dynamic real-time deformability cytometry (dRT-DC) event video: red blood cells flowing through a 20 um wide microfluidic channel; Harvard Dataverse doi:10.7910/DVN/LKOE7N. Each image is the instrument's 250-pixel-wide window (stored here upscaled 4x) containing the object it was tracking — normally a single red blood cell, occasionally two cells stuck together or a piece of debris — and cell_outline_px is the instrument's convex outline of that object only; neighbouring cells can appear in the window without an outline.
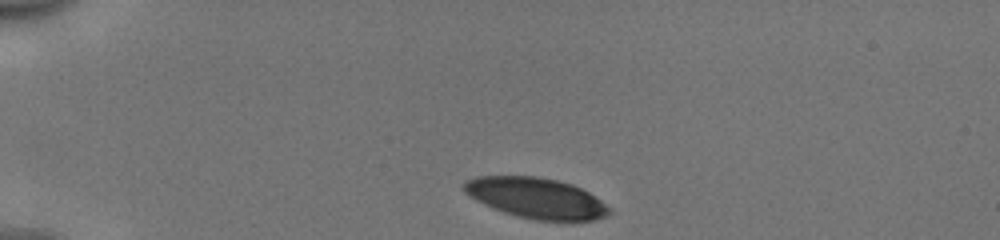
{"species": "human", "species_latin": "Homo sapiens", "temperature_condition": "cold", "stored_images_in_passage": 35, "camera_frame_rate_fps": 3000, "um_per_image_px": 0.085, "donor": {"sex": "male"}, "frame": {"image": 1, "passage_image": 1, "time_ms": 0.0, "image_size_px": [1000, 240], "cell_outline_px": [[612, 212], [604, 216], [592, 220], [572, 224], [536, 220], [504, 212], [492, 208], [476, 200], [464, 192], [464, 180], [476, 176], [536, 176], [556, 180], [572, 184], [588, 192], [612, 208]], "centroid_in_image_um": [45.62, 16.86], "position_along_channel_um": 39.4, "area_um2": 34.91}}
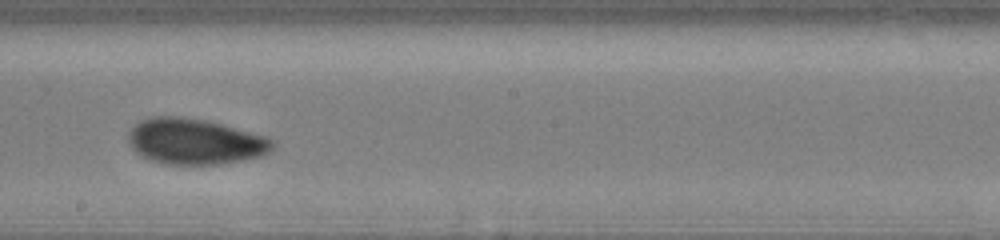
{"frame": {"image": 2, "passage_image": 20, "time_ms": 6.333, "image_size_px": [1000, 240], "cell_outline_px": [[276, 144], [268, 152], [260, 156], [244, 160], [220, 164], [168, 164], [152, 160], [136, 152], [132, 148], [128, 140], [128, 132], [140, 120], [152, 116], [180, 116], [208, 120], [268, 136], [276, 140]], "centroid_in_image_um": [16.61, 12.01], "position_along_channel_um": 231.6, "area_um2": 38.73}}
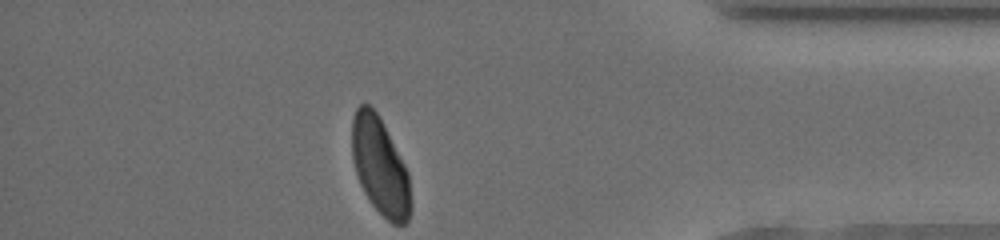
{"frame": {"image": 3, "passage_image": 35, "time_ms": 11.333, "image_size_px": [1000, 240], "cell_outline_px": [[412, 208], [408, 220], [404, 224], [392, 224], [372, 204], [364, 192], [360, 184], [356, 172], [352, 156], [352, 120], [356, 108], [360, 104], [368, 104], [376, 112], [404, 164], [408, 172], [412, 200]], "centroid_in_image_um": [32.31, 14.17], "position_along_channel_um": 402.9, "area_um2": 32.95}, "authors_computed_cell_mechanics": {"area_um2": 36.8186, "velocity_mm_per_s": 3.9438, "shape_relaxation_time_tau1_ms": 3.3419, "shape_relaxation_time_tau2_ms": 1.4894, "deformation_change_tau1": 0.1321, "deformation_change_tau2": 0.0583}}